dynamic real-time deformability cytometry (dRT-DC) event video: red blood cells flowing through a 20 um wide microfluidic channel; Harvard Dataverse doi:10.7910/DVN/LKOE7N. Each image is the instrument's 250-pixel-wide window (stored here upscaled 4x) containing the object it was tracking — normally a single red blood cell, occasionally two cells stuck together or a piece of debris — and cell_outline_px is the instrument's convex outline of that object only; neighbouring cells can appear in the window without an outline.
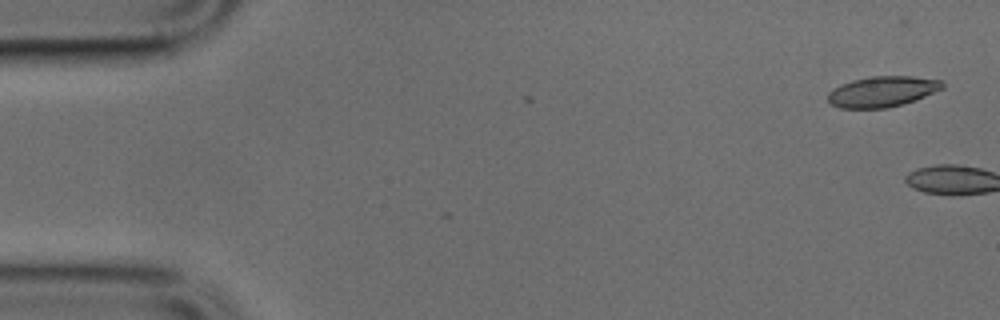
{"species": "common noctule bat (a hibernating species)", "species_latin": "Nyctalus noctula", "temperature_condition": "cold", "stored_images_in_passage": 2, "camera_frame_rate_fps": 3000, "um_per_image_px": 0.085, "animal": {"sex": "male", "body_mass_g": 17.9, "forearm_length_mm": 54.2}, "frame": {"image": 1, "passage_image": 1, "time_ms": 0.0, "image_size_px": [1000, 320], "cell_outline_px": [[944, 88], [916, 100], [904, 104], [888, 108], [840, 108], [832, 104], [828, 100], [828, 92], [840, 84], [852, 80], [872, 76], [912, 76], [944, 80]], "centroid_in_image_um": [75.03, 7.78], "position_along_channel_um": 10.0, "area_um2": 20.63}}